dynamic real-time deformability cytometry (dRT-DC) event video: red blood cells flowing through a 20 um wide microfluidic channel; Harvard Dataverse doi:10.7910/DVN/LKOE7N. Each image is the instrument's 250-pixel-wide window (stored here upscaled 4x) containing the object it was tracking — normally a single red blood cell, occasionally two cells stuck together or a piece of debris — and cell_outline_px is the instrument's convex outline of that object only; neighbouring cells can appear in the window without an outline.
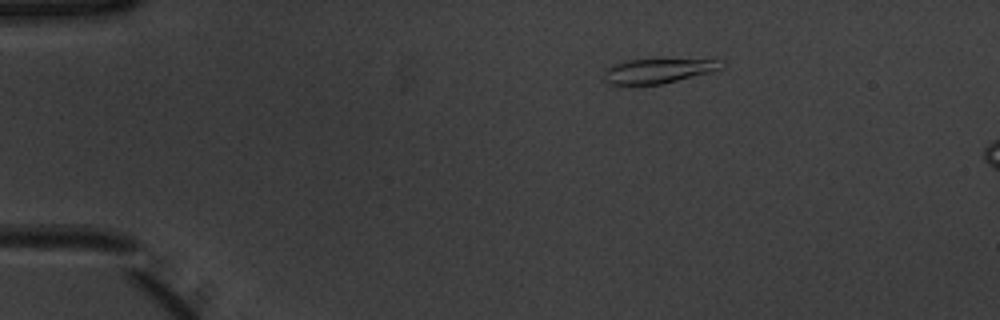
{"species": "common noctule bat (a hibernating species)", "species_latin": "Nyctalus noctula", "temperature_condition": "warm", "stored_images_in_passage": 6, "camera_frame_rate_fps": 3000, "um_per_image_px": 0.085, "animal": {"sex": "male", "body_mass_g": 20.1, "forearm_length_mm": 53.5}, "frame": {"image": 1, "passage_image": 1, "time_ms": 0.0, "image_size_px": [1000, 320], "cell_outline_px": [[724, 68], [660, 84], [608, 84], [604, 80], [604, 68], [612, 64], [628, 60], [668, 56], [716, 60], [724, 64]], "centroid_in_image_um": [55.92, 5.95], "position_along_channel_um": 29.1, "area_um2": 17.63}}